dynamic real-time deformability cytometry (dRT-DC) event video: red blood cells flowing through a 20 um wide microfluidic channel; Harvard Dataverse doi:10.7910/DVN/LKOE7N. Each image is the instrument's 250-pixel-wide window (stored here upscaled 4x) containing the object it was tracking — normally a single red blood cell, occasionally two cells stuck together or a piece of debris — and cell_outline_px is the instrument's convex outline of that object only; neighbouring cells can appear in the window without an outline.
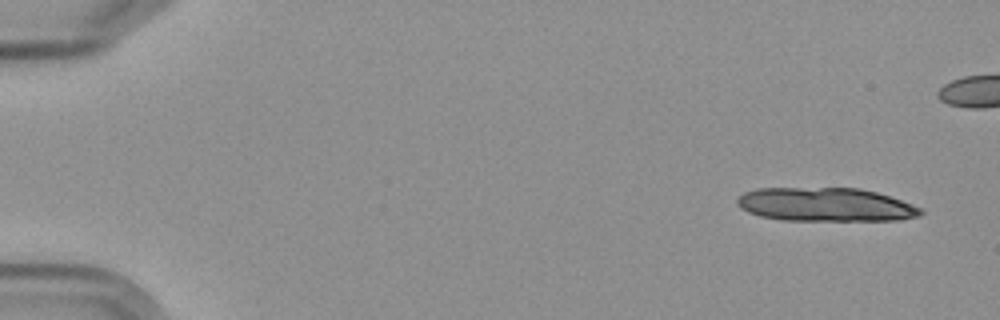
{"species": "Egyptian fruit bat (a non-hibernating species)", "species_latin": "Rousettus aegyptiacus", "temperature_condition": "cold", "stored_images_in_passage": 6, "camera_frame_rate_fps": 3000, "um_per_image_px": 0.085, "frame": {"image": 1, "passage_image": 1, "time_ms": 0.0, "image_size_px": [1000, 320], "cell_outline_px": [[924, 212], [920, 216], [900, 220], [780, 220], [760, 216], [748, 212], [740, 208], [736, 204], [736, 196], [744, 192], [756, 188], [860, 188], [876, 192], [912, 204], [920, 208]], "centroid_in_image_um": [70.12, 17.39], "position_along_channel_um": 14.9, "area_um2": 36.18}}